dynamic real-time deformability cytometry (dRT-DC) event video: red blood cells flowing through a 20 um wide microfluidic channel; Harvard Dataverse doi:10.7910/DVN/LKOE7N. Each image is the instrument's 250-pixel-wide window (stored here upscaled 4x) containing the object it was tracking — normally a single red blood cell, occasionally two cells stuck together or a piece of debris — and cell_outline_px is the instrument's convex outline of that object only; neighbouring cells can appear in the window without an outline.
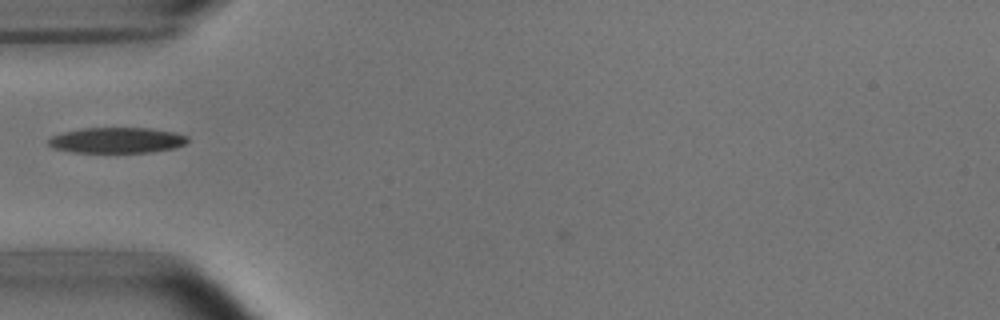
{"species": "common noctule bat (a hibernating species)", "species_latin": "Nyctalus noctula", "temperature_condition": "room temperature", "stored_images_in_passage": 2, "camera_frame_rate_fps": 3000, "um_per_image_px": 0.085, "animal": {"sex": "male", "body_mass_g": 15.6}, "frame": {"image": 1, "passage_image": 2, "time_ms": 2.0, "image_size_px": [1000, 320], "cell_outline_px": [[188, 140], [184, 144], [176, 148], [152, 152], [72, 152], [52, 148], [48, 144], [48, 140], [52, 136], [64, 132], [80, 128], [152, 128], [172, 132], [188, 136]], "centroid_in_image_um": [9.93, 11.92], "position_along_channel_um": 75.1, "area_um2": 20.81}}